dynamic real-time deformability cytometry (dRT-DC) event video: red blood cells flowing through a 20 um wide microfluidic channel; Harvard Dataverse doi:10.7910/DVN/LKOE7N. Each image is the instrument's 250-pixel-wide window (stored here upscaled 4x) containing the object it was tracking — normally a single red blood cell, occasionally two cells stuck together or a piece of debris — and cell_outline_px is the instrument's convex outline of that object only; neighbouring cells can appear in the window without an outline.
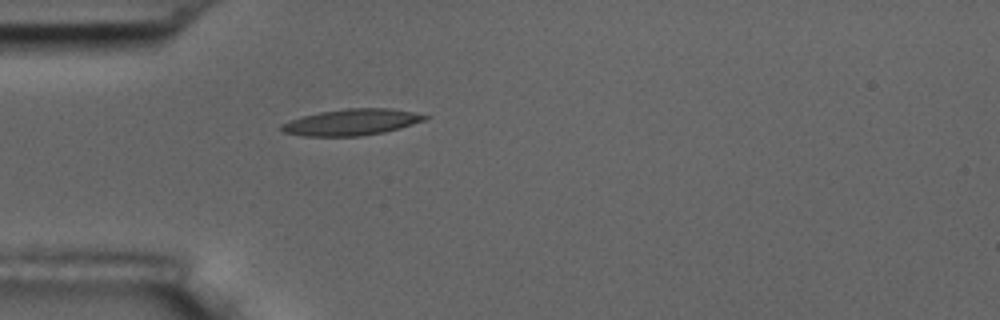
{"species": "common noctule bat (a hibernating species)", "species_latin": "Nyctalus noctula", "temperature_condition": "room temperature", "stored_images_in_passage": 1, "camera_frame_rate_fps": 3000, "um_per_image_px": 0.085, "animal": {"sex": "male", "body_mass_g": 17.5, "forearm_length_mm": 52.3}, "frame": {"image": 1, "passage_image": 1, "time_ms": 0.0, "image_size_px": [1000, 320], "cell_outline_px": [[428, 116], [424, 120], [400, 128], [384, 132], [360, 136], [304, 136], [284, 132], [280, 128], [280, 124], [304, 116], [320, 112], [348, 108], [392, 108], [412, 112]], "centroid_in_image_um": [29.88, 10.38], "position_along_channel_um": 55.1, "area_um2": 21.68}}